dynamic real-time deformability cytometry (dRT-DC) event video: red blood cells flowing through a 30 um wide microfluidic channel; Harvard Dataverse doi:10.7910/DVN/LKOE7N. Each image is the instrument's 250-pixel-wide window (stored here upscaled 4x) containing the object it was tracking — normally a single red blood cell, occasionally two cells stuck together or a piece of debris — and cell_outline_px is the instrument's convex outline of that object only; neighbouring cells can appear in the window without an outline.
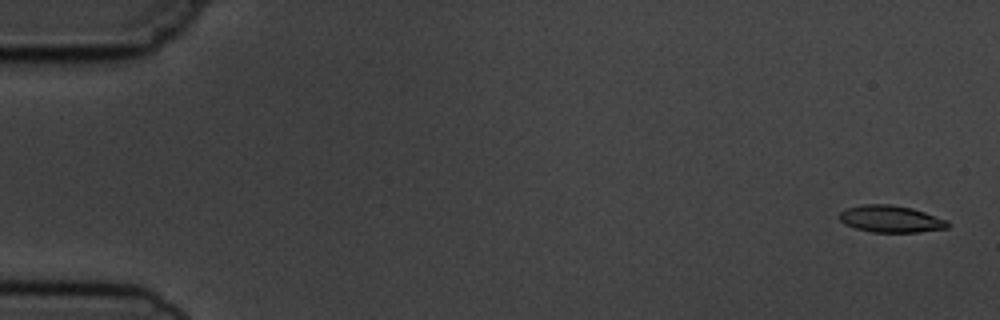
{"species": "common noctule bat (a hibernating species)", "species_latin": "Nyctalus noctula", "temperature_condition": "cold", "stored_images_in_passage": 5, "camera_frame_rate_fps": 3000, "um_per_image_px": 0.085, "animal": {"sex": "male", "body_mass_g": 19.5, "forearm_length_mm": 54.6}, "frame": {"image": 1, "passage_image": 1, "time_ms": 0.0, "image_size_px": [1000, 320], "cell_outline_px": [[948, 228], [920, 232], [872, 232], [856, 228], [844, 224], [836, 216], [840, 212], [848, 208], [864, 204], [892, 204], [912, 208], [948, 220]], "centroid_in_image_um": [75.7, 18.61], "position_along_channel_um": 9.3, "area_um2": 17.05}}
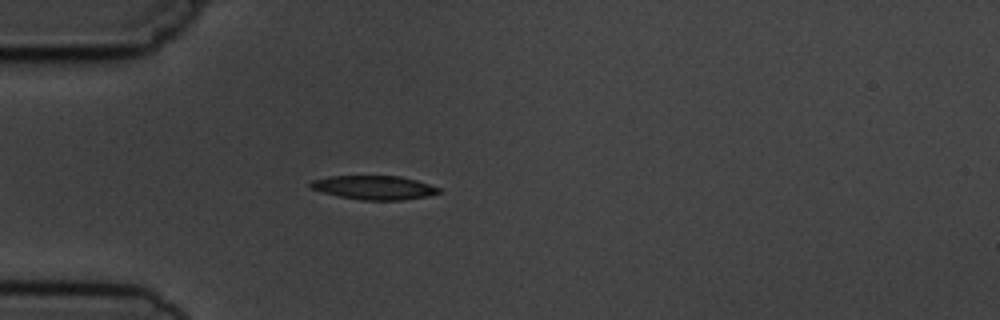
{"frame": {"image": 2, "passage_image": 5, "time_ms": 4.667, "image_size_px": [1000, 320], "cell_outline_px": [[440, 192], [428, 196], [404, 200], [360, 200], [340, 196], [308, 188], [308, 184], [312, 180], [328, 176], [400, 176], [416, 180], [440, 188]], "centroid_in_image_um": [31.77, 15.94], "position_along_channel_um": 53.2, "area_um2": 17.86}}